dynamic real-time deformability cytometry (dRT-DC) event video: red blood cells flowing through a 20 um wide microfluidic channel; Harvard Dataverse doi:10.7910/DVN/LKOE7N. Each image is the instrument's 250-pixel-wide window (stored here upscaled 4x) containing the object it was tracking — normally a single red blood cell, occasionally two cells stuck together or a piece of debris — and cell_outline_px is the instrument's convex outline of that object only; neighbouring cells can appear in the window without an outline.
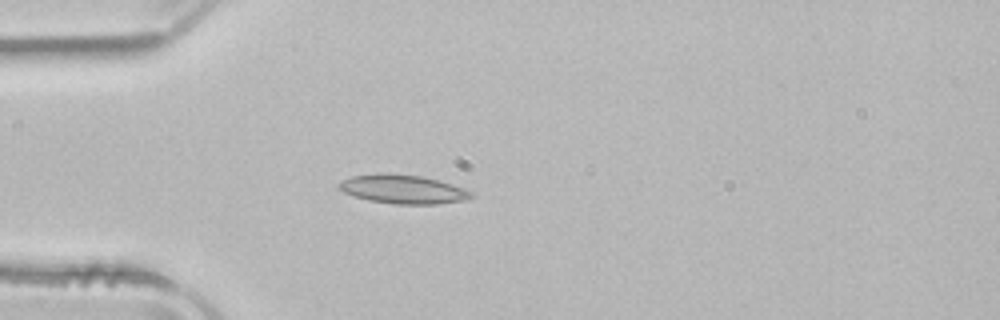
{"species": "common noctule bat (a hibernating species)", "species_latin": "Nyctalus noctula", "temperature_condition": "room temperature", "stored_images_in_passage": 38, "camera_frame_rate_fps": 3000, "um_per_image_px": 0.085, "animal": {"sex": "male", "body_mass_g": 21.5, "forearm_length_mm": 52.0}, "frame": {"image": 1, "passage_image": 1, "time_ms": 0.0, "image_size_px": [1000, 320], "cell_outline_px": [[476, 196], [464, 200], [436, 204], [396, 204], [368, 200], [344, 192], [336, 184], [340, 180], [352, 176], [376, 172], [388, 172], [420, 176], [452, 184], [464, 188], [472, 192]], "centroid_in_image_um": [34.23, 16.07], "position_along_channel_um": 50.8, "area_um2": 22.37}}
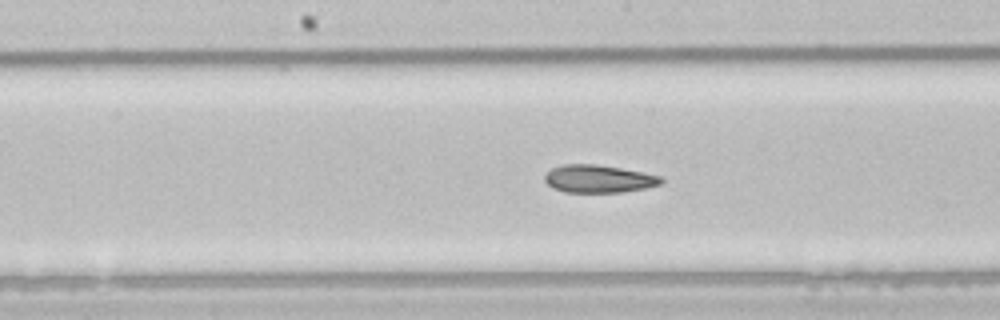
{"frame": {"image": 2, "passage_image": 13, "time_ms": 4.0, "image_size_px": [1000, 320], "cell_outline_px": [[664, 180], [660, 184], [644, 188], [620, 192], [564, 192], [552, 188], [544, 180], [544, 176], [552, 168], [564, 164], [596, 164], [644, 172], [660, 176]], "centroid_in_image_um": [50.86, 15.2], "position_along_channel_um": 197.3, "area_um2": 18.73}}
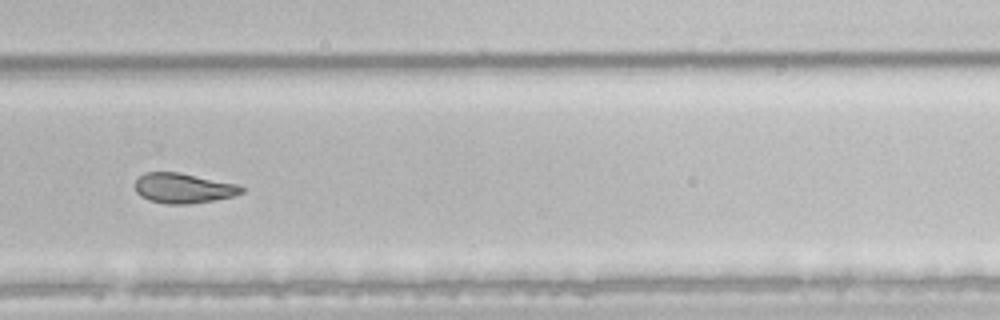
{"frame": {"image": 3, "passage_image": 22, "time_ms": 7.0, "image_size_px": [1000, 320], "cell_outline_px": [[244, 192], [232, 196], [212, 200], [188, 204], [168, 204], [148, 200], [140, 196], [136, 192], [136, 180], [144, 172], [180, 172], [236, 184], [244, 188]], "centroid_in_image_um": [15.56, 15.99], "position_along_channel_um": 314.2, "area_um2": 18.5}, "authors_computed_cell_mechanics": {"area_um2": 19.5075, "velocity_mm_per_s": 3.9228, "shape_relaxation_time_tau1_ms": null, "shape_relaxation_time_tau2_ms": 3.5325, "deformation_change_tau1": null, "deformation_change_tau2": 0.1036}}